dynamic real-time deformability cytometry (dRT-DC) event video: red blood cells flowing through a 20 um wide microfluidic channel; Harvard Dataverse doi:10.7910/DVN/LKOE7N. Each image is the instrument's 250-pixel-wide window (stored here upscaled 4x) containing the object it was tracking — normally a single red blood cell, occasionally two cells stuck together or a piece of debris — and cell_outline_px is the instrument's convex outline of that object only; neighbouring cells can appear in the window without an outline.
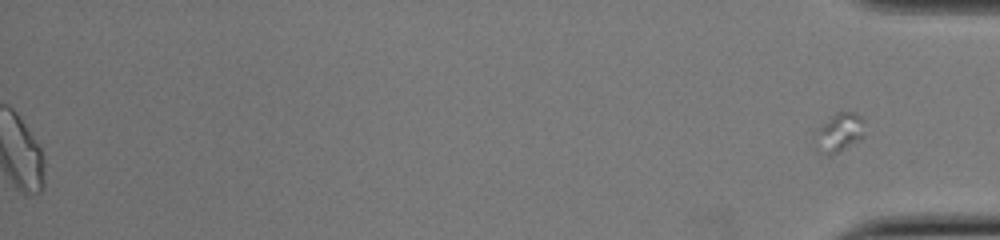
{"species": "common noctule bat (a hibernating species)", "species_latin": "Nyctalus noctula", "temperature_condition": "cold", "stored_images_in_passage": 39, "segment_of_instrument_passage": [2, 2], "camera_frame_rate_fps": 3000, "um_per_image_px": 0.085, "animal": {"sex": "female", "body_mass_g": 22.0, "forearm_length_mm": 56.7}, "frame": {"image": 1, "passage_image": 39, "time_ms": 12.667, "image_size_px": [1000, 240], "cell_outline_px": [[864, 136], [860, 140], [828, 156], [812, 140], [816, 128], [836, 112], [856, 112], [864, 120]], "centroid_in_image_um": [71.33, 11.22], "position_along_channel_um": 363.9, "area_um2": 11.21}}